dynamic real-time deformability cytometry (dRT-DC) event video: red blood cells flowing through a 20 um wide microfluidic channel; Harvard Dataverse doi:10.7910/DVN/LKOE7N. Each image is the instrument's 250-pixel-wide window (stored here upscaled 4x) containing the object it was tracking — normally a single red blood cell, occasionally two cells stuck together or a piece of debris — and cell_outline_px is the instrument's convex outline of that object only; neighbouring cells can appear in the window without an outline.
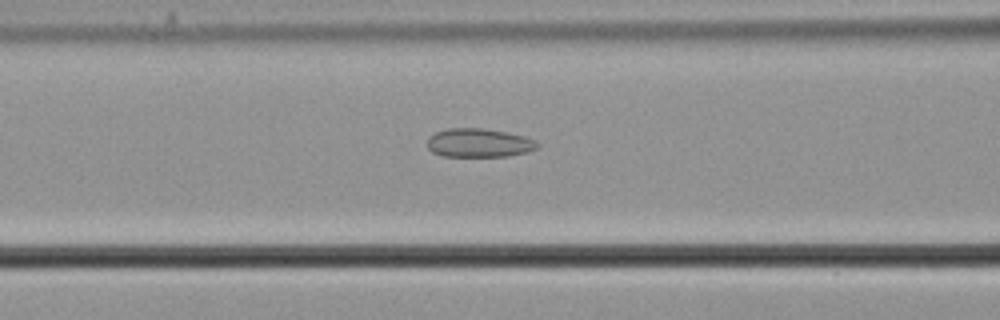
{"species": "common noctule bat (a hibernating species)", "species_latin": "Nyctalus noctula", "temperature_condition": "cold", "stored_images_in_passage": 37, "camera_frame_rate_fps": 3000, "um_per_image_px": 0.085, "animal": {"sex": "male", "body_mass_g": 21.5, "forearm_length_mm": 52.0}, "frame": {"image": 1, "passage_image": 10, "time_ms": 3.0, "image_size_px": [1000, 320], "cell_outline_px": [[540, 144], [536, 148], [528, 152], [508, 156], [440, 156], [432, 152], [428, 148], [428, 136], [436, 132], [448, 128], [484, 128], [508, 132], [524, 136], [536, 140]], "centroid_in_image_um": [40.72, 12.14], "position_along_channel_um": 125.9, "area_um2": 18.61}}
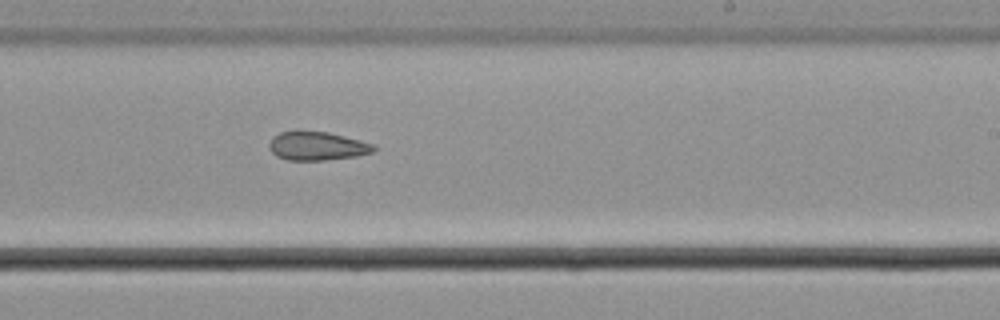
{"frame": {"image": 2, "passage_image": 21, "time_ms": 6.667, "image_size_px": [1000, 320], "cell_outline_px": [[376, 148], [372, 152], [356, 156], [324, 160], [288, 160], [276, 156], [268, 148], [268, 144], [272, 136], [280, 132], [296, 128], [328, 132], [360, 140], [372, 144]], "centroid_in_image_um": [26.86, 12.37], "position_along_channel_um": 262.1, "area_um2": 17.92}}
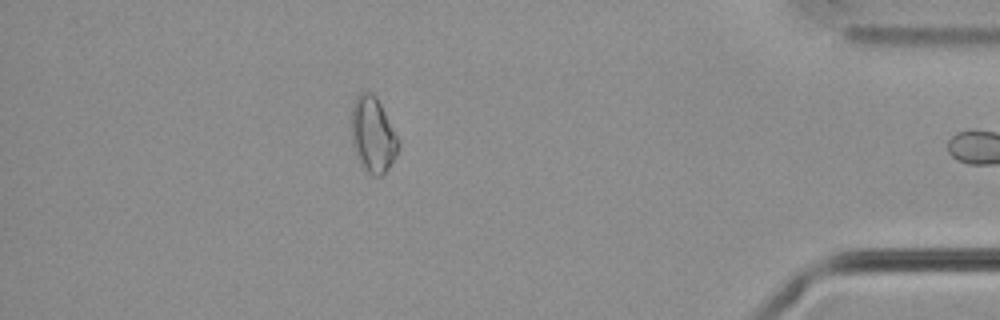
{"frame": {"image": 3, "passage_image": 36, "time_ms": 11.667, "image_size_px": [1000, 320], "cell_outline_px": [[400, 148], [396, 156], [388, 168], [380, 176], [372, 176], [364, 168], [352, 144], [352, 108], [356, 96], [360, 92], [372, 92], [376, 96], [400, 140]], "centroid_in_image_um": [31.72, 11.44], "position_along_channel_um": 403.5, "area_um2": 20.52}}